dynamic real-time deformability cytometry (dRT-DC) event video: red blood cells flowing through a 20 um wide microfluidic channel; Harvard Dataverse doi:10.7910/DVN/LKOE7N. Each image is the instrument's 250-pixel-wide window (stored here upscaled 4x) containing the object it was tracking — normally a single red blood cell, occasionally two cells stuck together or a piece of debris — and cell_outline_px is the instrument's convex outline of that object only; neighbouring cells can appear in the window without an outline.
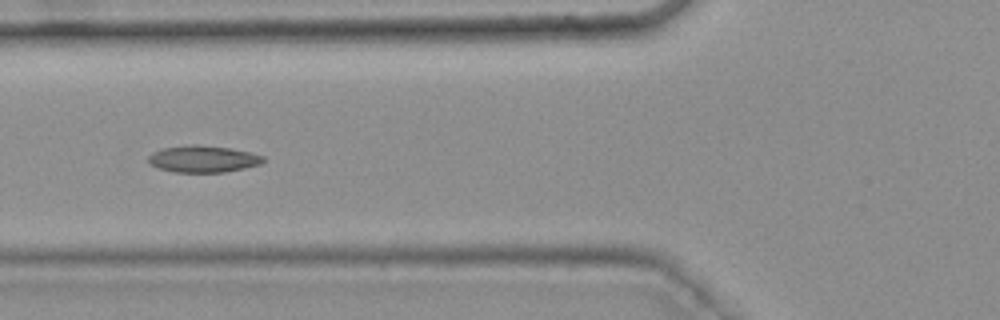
{"species": "common noctule bat (a hibernating species)", "species_latin": "Nyctalus noctula", "temperature_condition": "warm", "stored_images_in_passage": 46, "camera_frame_rate_fps": 3000, "um_per_image_px": 0.085, "animal": {"sex": "female", "body_mass_g": 25.1}, "frame": {"image": 1, "passage_image": 20, "time_ms": 6.333, "image_size_px": [1000, 320], "cell_outline_px": [[264, 160], [260, 164], [244, 168], [224, 172], [172, 172], [156, 168], [148, 164], [148, 156], [152, 152], [164, 148], [192, 144], [196, 144], [232, 148], [264, 156]], "centroid_in_image_um": [17.21, 13.51], "position_along_channel_um": 108.6, "area_um2": 18.03}, "authors_computed_cell_mechanics": {"area_um2": 17.2533, "velocity_mm_per_s": 3.731, "shape_relaxation_time_tau1_ms": null, "shape_relaxation_time_tau2_ms": 2.0093, "deformation_change_tau1": null, "deformation_change_tau2": 0.0736}}